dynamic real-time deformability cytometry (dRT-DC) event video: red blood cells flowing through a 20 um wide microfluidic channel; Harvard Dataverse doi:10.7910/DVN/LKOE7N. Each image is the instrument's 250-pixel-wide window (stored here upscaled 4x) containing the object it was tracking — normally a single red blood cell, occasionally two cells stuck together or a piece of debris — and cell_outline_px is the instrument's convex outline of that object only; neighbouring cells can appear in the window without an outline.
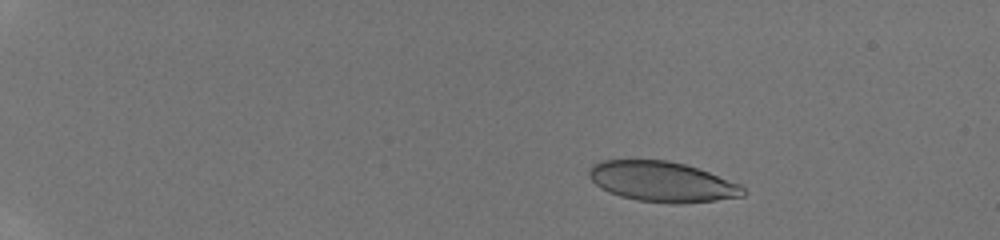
{"species": "human", "species_latin": "Homo sapiens", "temperature_condition": "room temperature", "stored_images_in_passage": 43, "camera_frame_rate_fps": 3000, "um_per_image_px": 0.085, "donor": {"sex": "male"}, "frame": {"image": 1, "passage_image": 4, "time_ms": 2.667, "image_size_px": [1000, 240], "cell_outline_px": [[748, 192], [744, 196], [716, 200], [680, 204], [676, 204], [636, 200], [620, 196], [608, 192], [600, 188], [588, 176], [588, 172], [592, 164], [600, 160], [668, 160], [684, 164], [708, 172], [740, 184]], "centroid_in_image_um": [56.27, 15.45], "position_along_channel_um": 28.7, "area_um2": 36.24}}
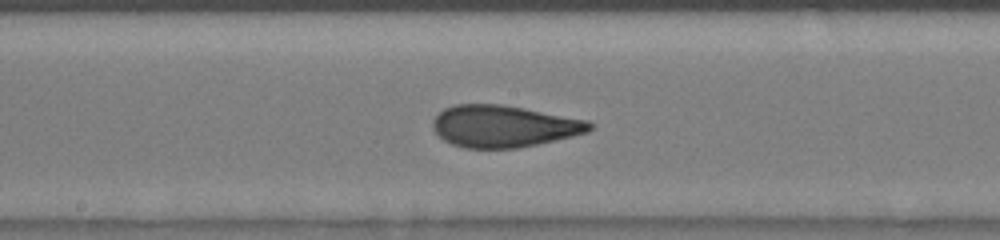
{"frame": {"image": 2, "passage_image": 23, "time_ms": 10.0, "image_size_px": [1000, 240], "cell_outline_px": [[592, 128], [588, 132], [556, 140], [516, 148], [464, 148], [452, 144], [444, 140], [432, 128], [432, 120], [444, 108], [452, 104], [500, 104], [524, 108], [588, 120], [592, 124]], "centroid_in_image_um": [42.79, 10.72], "position_along_channel_um": 205.4, "area_um2": 38.21}}
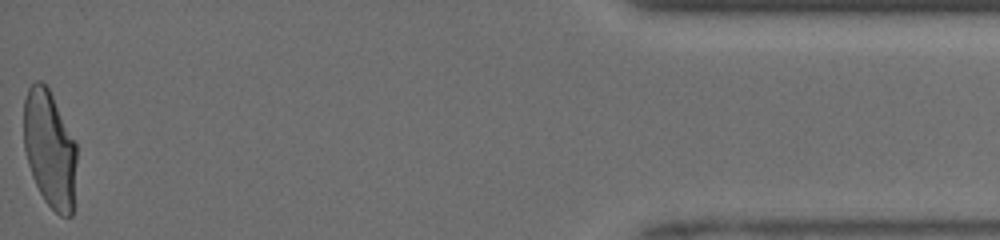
{"frame": {"image": 3, "passage_image": 43, "time_ms": 17.0, "image_size_px": [1000, 240], "cell_outline_px": [[76, 164], [72, 216], [60, 216], [44, 200], [32, 176], [28, 164], [24, 148], [24, 100], [28, 88], [36, 80], [40, 80], [48, 88], [76, 140]], "centroid_in_image_um": [4.23, 12.66], "position_along_channel_um": 431.0, "area_um2": 36.18}, "authors_computed_cell_mechanics": {"area_um2": 37.7434, "velocity_mm_per_s": 4.1647, "shape_relaxation_time_tau1_ms": 5.6433, "shape_relaxation_time_tau2_ms": 0.8189, "deformation_change_tau1": 0.1918, "deformation_change_tau2": 0.0732}}